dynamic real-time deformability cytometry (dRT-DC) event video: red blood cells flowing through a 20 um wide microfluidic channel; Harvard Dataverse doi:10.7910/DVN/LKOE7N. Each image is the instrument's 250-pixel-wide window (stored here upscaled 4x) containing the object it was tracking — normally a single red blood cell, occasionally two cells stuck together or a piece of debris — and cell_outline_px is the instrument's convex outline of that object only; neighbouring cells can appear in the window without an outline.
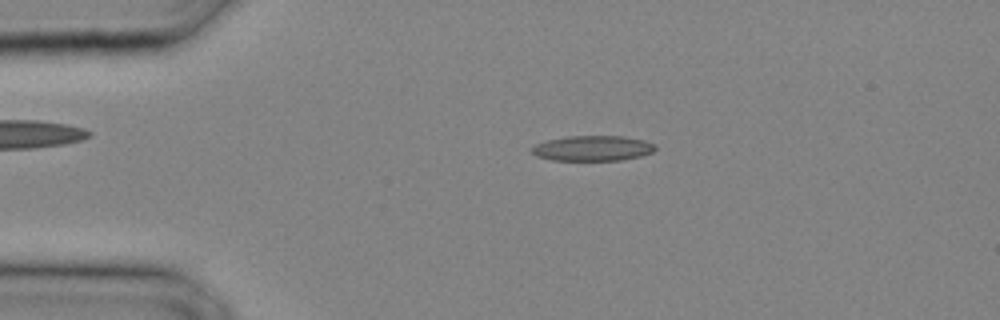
{"species": "common noctule bat (a hibernating species)", "species_latin": "Nyctalus noctula", "temperature_condition": "cold", "stored_images_in_passage": 28, "camera_frame_rate_fps": 3000, "um_per_image_px": 0.085, "animal": {"sex": "male", "body_mass_g": 20.4}, "frame": {"image": 1, "passage_image": 5, "time_ms": 1.333, "image_size_px": [1000, 320], "cell_outline_px": [[656, 148], [652, 152], [640, 156], [620, 160], [552, 160], [536, 156], [532, 152], [532, 148], [536, 144], [548, 140], [564, 136], [624, 136], [644, 140], [656, 144]], "centroid_in_image_um": [50.39, 12.59], "position_along_channel_um": 34.6, "area_um2": 18.15}}
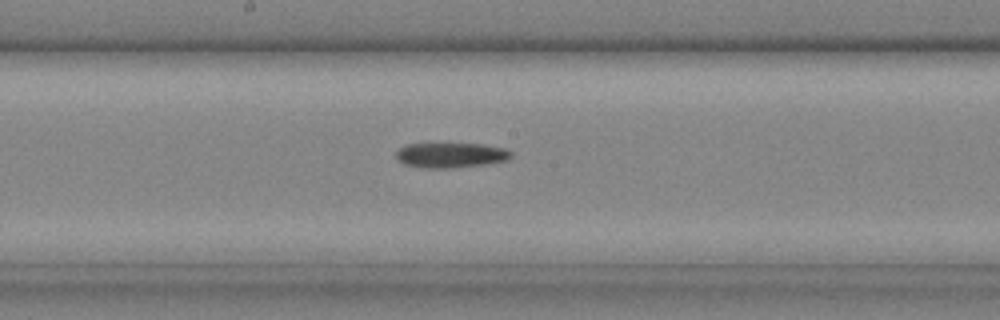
{"frame": {"image": 2, "passage_image": 15, "time_ms": 4.667, "image_size_px": [1000, 320], "cell_outline_px": [[512, 156], [508, 160], [484, 164], [452, 168], [420, 168], [404, 164], [396, 160], [396, 152], [400, 148], [408, 144], [484, 144], [504, 148], [512, 152]], "centroid_in_image_um": [38.3, 13.2], "position_along_channel_um": 209.9, "area_um2": 16.82}}
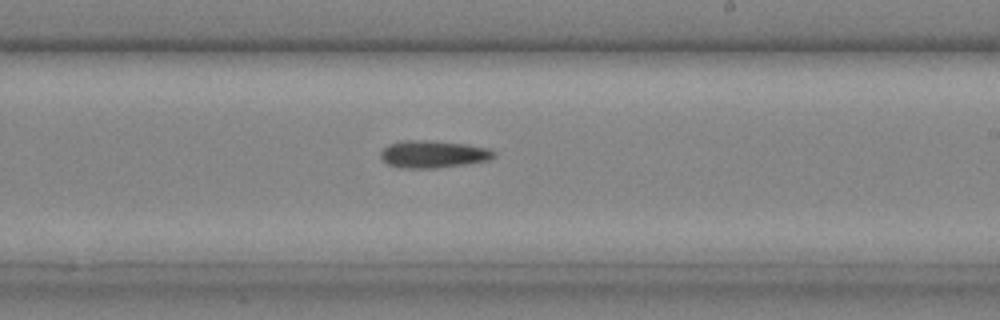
{"frame": {"image": 3, "passage_image": 17, "time_ms": 5.333, "image_size_px": [1000, 320], "cell_outline_px": [[496, 156], [492, 160], [468, 164], [436, 168], [396, 168], [380, 160], [380, 152], [388, 144], [408, 140], [424, 140], [468, 144], [488, 148], [496, 152]], "centroid_in_image_um": [36.84, 13.12], "position_along_channel_um": 252.2, "area_um2": 18.38}}